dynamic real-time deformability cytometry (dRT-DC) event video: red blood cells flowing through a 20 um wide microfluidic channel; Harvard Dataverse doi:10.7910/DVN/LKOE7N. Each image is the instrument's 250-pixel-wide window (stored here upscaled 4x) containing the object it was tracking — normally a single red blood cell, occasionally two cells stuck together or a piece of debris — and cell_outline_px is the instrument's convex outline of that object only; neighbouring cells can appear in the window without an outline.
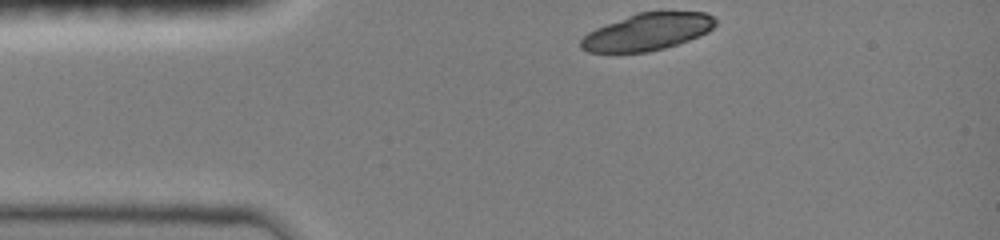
{"species": "common noctule bat (a hibernating species)", "species_latin": "Nyctalus noctula", "temperature_condition": "room temperature", "stored_images_in_passage": 34, "camera_frame_rate_fps": 3000, "um_per_image_px": 0.085, "animal": {"sex": "female", "body_mass_g": 19.0, "forearm_length_mm": 51.5}, "frame": {"image": 1, "passage_image": 1, "time_ms": 0.0, "image_size_px": [1000, 240], "cell_outline_px": [[716, 24], [708, 32], [688, 40], [664, 48], [648, 52], [588, 52], [580, 48], [580, 40], [588, 32], [596, 28], [636, 12], [704, 12], [712, 16], [716, 20]], "centroid_in_image_um": [55.01, 2.7], "position_along_channel_um": 30.0, "area_um2": 28.84}}